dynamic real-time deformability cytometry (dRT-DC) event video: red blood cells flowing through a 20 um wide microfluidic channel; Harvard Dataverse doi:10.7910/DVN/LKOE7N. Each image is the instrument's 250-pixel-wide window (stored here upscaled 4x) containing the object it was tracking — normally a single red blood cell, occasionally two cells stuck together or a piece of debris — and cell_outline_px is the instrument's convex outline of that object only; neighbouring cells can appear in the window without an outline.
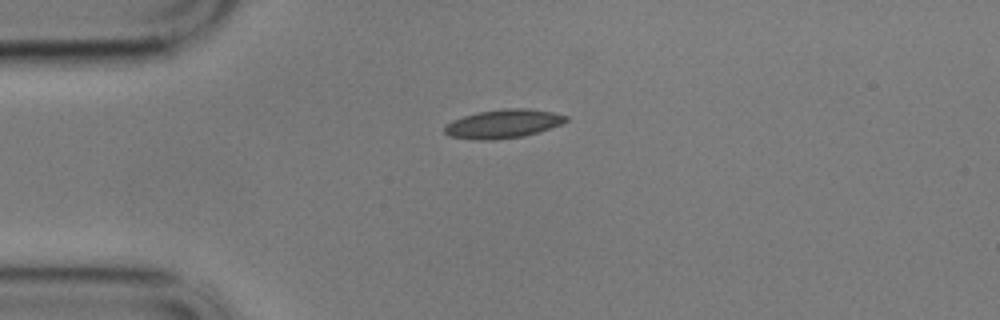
{"species": "common noctule bat (a hibernating species)", "species_latin": "Nyctalus noctula", "temperature_condition": "cold", "stored_images_in_passage": 42, "camera_frame_rate_fps": 3000, "um_per_image_px": 0.085, "animal": {"sex": "male", "body_mass_g": 17.9}, "frame": {"image": 1, "passage_image": 1, "time_ms": 0.0, "image_size_px": [1000, 320], "cell_outline_px": [[568, 120], [560, 124], [524, 136], [492, 140], [480, 140], [448, 136], [444, 132], [444, 128], [452, 120], [464, 116], [480, 112], [504, 108], [528, 108], [552, 112], [568, 116]], "centroid_in_image_um": [42.76, 10.52], "position_along_channel_um": 42.2, "area_um2": 20.06}}
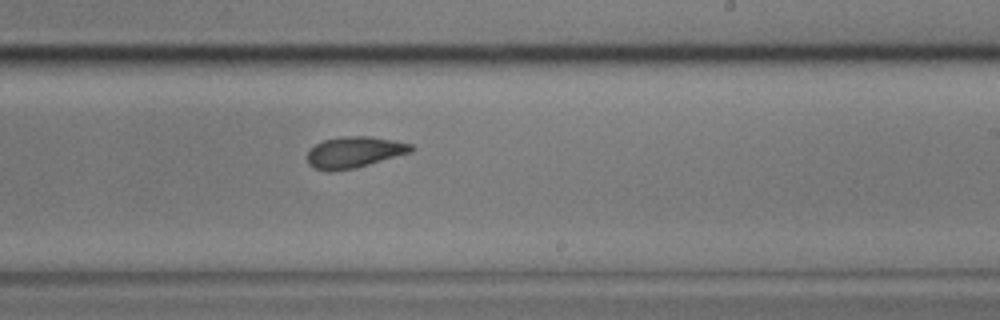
{"frame": {"image": 2, "passage_image": 22, "time_ms": 7.0, "image_size_px": [1000, 320], "cell_outline_px": [[416, 148], [412, 152], [356, 168], [332, 172], [328, 172], [312, 168], [308, 164], [308, 152], [316, 144], [324, 140], [340, 136], [368, 136], [392, 140], [412, 144]], "centroid_in_image_um": [30.12, 12.95], "position_along_channel_um": 258.9, "area_um2": 19.07}}
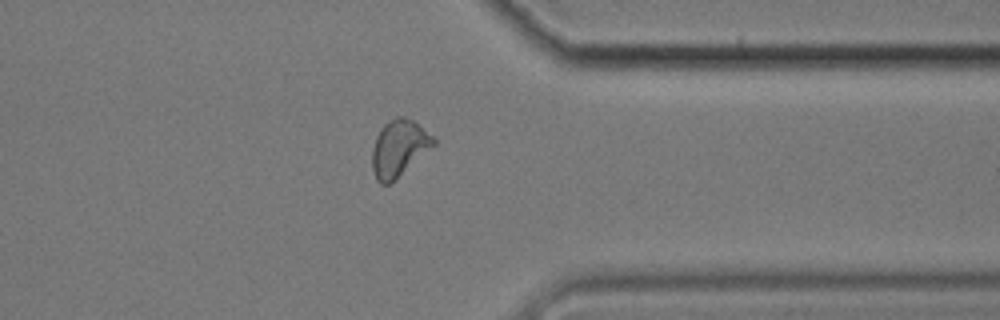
{"frame": {"image": 3, "passage_image": 33, "time_ms": 10.667, "image_size_px": [1000, 320], "cell_outline_px": [[436, 144], [388, 184], [380, 184], [376, 180], [372, 168], [372, 148], [376, 136], [384, 124], [396, 116], [404, 116], [412, 120], [432, 136], [436, 140]], "centroid_in_image_um": [33.88, 12.58], "position_along_channel_um": 377.5, "area_um2": 19.77}, "authors_computed_cell_mechanics": {"area_um2": 19.1607, "velocity_mm_per_s": 3.403, "shape_relaxation_time_tau1_ms": 5.3221, "shape_relaxation_time_tau2_ms": 2.6855, "deformation_change_tau1": 0.1344, "deformation_change_tau2": 0.0742}}